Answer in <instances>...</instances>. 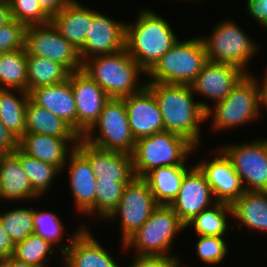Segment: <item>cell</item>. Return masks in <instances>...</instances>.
<instances>
[{"instance_id": "obj_35", "label": "cell", "mask_w": 267, "mask_h": 267, "mask_svg": "<svg viewBox=\"0 0 267 267\" xmlns=\"http://www.w3.org/2000/svg\"><path fill=\"white\" fill-rule=\"evenodd\" d=\"M34 208H14L0 213L2 228L15 244L24 241L34 232Z\"/></svg>"}, {"instance_id": "obj_45", "label": "cell", "mask_w": 267, "mask_h": 267, "mask_svg": "<svg viewBox=\"0 0 267 267\" xmlns=\"http://www.w3.org/2000/svg\"><path fill=\"white\" fill-rule=\"evenodd\" d=\"M70 0H38L43 11L50 17L59 13Z\"/></svg>"}, {"instance_id": "obj_18", "label": "cell", "mask_w": 267, "mask_h": 267, "mask_svg": "<svg viewBox=\"0 0 267 267\" xmlns=\"http://www.w3.org/2000/svg\"><path fill=\"white\" fill-rule=\"evenodd\" d=\"M196 165L205 174L217 202L231 205L245 192L241 178L220 149L216 148L213 160L207 162L204 159Z\"/></svg>"}, {"instance_id": "obj_12", "label": "cell", "mask_w": 267, "mask_h": 267, "mask_svg": "<svg viewBox=\"0 0 267 267\" xmlns=\"http://www.w3.org/2000/svg\"><path fill=\"white\" fill-rule=\"evenodd\" d=\"M158 206L147 182L134 177L124 188L117 208L106 219L120 217L122 243L133 235L151 216Z\"/></svg>"}, {"instance_id": "obj_23", "label": "cell", "mask_w": 267, "mask_h": 267, "mask_svg": "<svg viewBox=\"0 0 267 267\" xmlns=\"http://www.w3.org/2000/svg\"><path fill=\"white\" fill-rule=\"evenodd\" d=\"M29 98L66 121L77 132V111L70 81L32 89Z\"/></svg>"}, {"instance_id": "obj_27", "label": "cell", "mask_w": 267, "mask_h": 267, "mask_svg": "<svg viewBox=\"0 0 267 267\" xmlns=\"http://www.w3.org/2000/svg\"><path fill=\"white\" fill-rule=\"evenodd\" d=\"M186 165L164 166L152 169L142 178L147 182L158 205H171L176 199L185 173Z\"/></svg>"}, {"instance_id": "obj_42", "label": "cell", "mask_w": 267, "mask_h": 267, "mask_svg": "<svg viewBox=\"0 0 267 267\" xmlns=\"http://www.w3.org/2000/svg\"><path fill=\"white\" fill-rule=\"evenodd\" d=\"M246 3L250 17L267 29V0H247Z\"/></svg>"}, {"instance_id": "obj_8", "label": "cell", "mask_w": 267, "mask_h": 267, "mask_svg": "<svg viewBox=\"0 0 267 267\" xmlns=\"http://www.w3.org/2000/svg\"><path fill=\"white\" fill-rule=\"evenodd\" d=\"M231 20H223L208 37L200 36L210 62L230 64L246 74L248 62L257 54L258 45Z\"/></svg>"}, {"instance_id": "obj_43", "label": "cell", "mask_w": 267, "mask_h": 267, "mask_svg": "<svg viewBox=\"0 0 267 267\" xmlns=\"http://www.w3.org/2000/svg\"><path fill=\"white\" fill-rule=\"evenodd\" d=\"M18 140L0 120V148L6 153H13L18 148Z\"/></svg>"}, {"instance_id": "obj_22", "label": "cell", "mask_w": 267, "mask_h": 267, "mask_svg": "<svg viewBox=\"0 0 267 267\" xmlns=\"http://www.w3.org/2000/svg\"><path fill=\"white\" fill-rule=\"evenodd\" d=\"M78 141L79 139H65L51 135L25 133L18 140V148L31 157L55 165L60 170H63L69 155L77 147ZM68 144H73V147H70L71 150Z\"/></svg>"}, {"instance_id": "obj_39", "label": "cell", "mask_w": 267, "mask_h": 267, "mask_svg": "<svg viewBox=\"0 0 267 267\" xmlns=\"http://www.w3.org/2000/svg\"><path fill=\"white\" fill-rule=\"evenodd\" d=\"M196 251L202 262L213 265L226 258L228 247L223 237L198 236Z\"/></svg>"}, {"instance_id": "obj_24", "label": "cell", "mask_w": 267, "mask_h": 267, "mask_svg": "<svg viewBox=\"0 0 267 267\" xmlns=\"http://www.w3.org/2000/svg\"><path fill=\"white\" fill-rule=\"evenodd\" d=\"M57 31L80 51L86 41L89 24L92 22V9L70 0L50 21Z\"/></svg>"}, {"instance_id": "obj_47", "label": "cell", "mask_w": 267, "mask_h": 267, "mask_svg": "<svg viewBox=\"0 0 267 267\" xmlns=\"http://www.w3.org/2000/svg\"><path fill=\"white\" fill-rule=\"evenodd\" d=\"M0 267H35V266L16 260L13 257H9L7 259L0 260Z\"/></svg>"}, {"instance_id": "obj_14", "label": "cell", "mask_w": 267, "mask_h": 267, "mask_svg": "<svg viewBox=\"0 0 267 267\" xmlns=\"http://www.w3.org/2000/svg\"><path fill=\"white\" fill-rule=\"evenodd\" d=\"M216 203L205 174L197 165H193L185 173L179 193L170 206L186 225L204 209Z\"/></svg>"}, {"instance_id": "obj_15", "label": "cell", "mask_w": 267, "mask_h": 267, "mask_svg": "<svg viewBox=\"0 0 267 267\" xmlns=\"http://www.w3.org/2000/svg\"><path fill=\"white\" fill-rule=\"evenodd\" d=\"M126 23L92 10L86 41L79 51L82 62L97 55L114 54L125 48Z\"/></svg>"}, {"instance_id": "obj_49", "label": "cell", "mask_w": 267, "mask_h": 267, "mask_svg": "<svg viewBox=\"0 0 267 267\" xmlns=\"http://www.w3.org/2000/svg\"><path fill=\"white\" fill-rule=\"evenodd\" d=\"M5 154H6V152L0 148V161L2 160V158Z\"/></svg>"}, {"instance_id": "obj_3", "label": "cell", "mask_w": 267, "mask_h": 267, "mask_svg": "<svg viewBox=\"0 0 267 267\" xmlns=\"http://www.w3.org/2000/svg\"><path fill=\"white\" fill-rule=\"evenodd\" d=\"M82 70L97 82L110 98L122 99L140 92L145 86L139 75L146 72L126 48L114 54L97 55L83 62ZM142 84V85H141Z\"/></svg>"}, {"instance_id": "obj_29", "label": "cell", "mask_w": 267, "mask_h": 267, "mask_svg": "<svg viewBox=\"0 0 267 267\" xmlns=\"http://www.w3.org/2000/svg\"><path fill=\"white\" fill-rule=\"evenodd\" d=\"M18 96L10 89H0V120L3 125L20 139L26 132V105L29 93L22 90Z\"/></svg>"}, {"instance_id": "obj_26", "label": "cell", "mask_w": 267, "mask_h": 267, "mask_svg": "<svg viewBox=\"0 0 267 267\" xmlns=\"http://www.w3.org/2000/svg\"><path fill=\"white\" fill-rule=\"evenodd\" d=\"M232 218L237 220V228L267 232V191L245 192L231 204Z\"/></svg>"}, {"instance_id": "obj_48", "label": "cell", "mask_w": 267, "mask_h": 267, "mask_svg": "<svg viewBox=\"0 0 267 267\" xmlns=\"http://www.w3.org/2000/svg\"><path fill=\"white\" fill-rule=\"evenodd\" d=\"M264 81L260 84V89H261V105H264V108H267V72L264 75Z\"/></svg>"}, {"instance_id": "obj_30", "label": "cell", "mask_w": 267, "mask_h": 267, "mask_svg": "<svg viewBox=\"0 0 267 267\" xmlns=\"http://www.w3.org/2000/svg\"><path fill=\"white\" fill-rule=\"evenodd\" d=\"M0 89L28 92L27 53L25 49L0 54Z\"/></svg>"}, {"instance_id": "obj_32", "label": "cell", "mask_w": 267, "mask_h": 267, "mask_svg": "<svg viewBox=\"0 0 267 267\" xmlns=\"http://www.w3.org/2000/svg\"><path fill=\"white\" fill-rule=\"evenodd\" d=\"M227 215L228 217L232 216L231 205L217 202L195 216L185 225V229H188L189 226H193L198 236H218L225 238V233L230 227L226 221Z\"/></svg>"}, {"instance_id": "obj_34", "label": "cell", "mask_w": 267, "mask_h": 267, "mask_svg": "<svg viewBox=\"0 0 267 267\" xmlns=\"http://www.w3.org/2000/svg\"><path fill=\"white\" fill-rule=\"evenodd\" d=\"M53 246L42 237L30 234L24 241L14 246L13 258L35 267H48L47 262L53 255Z\"/></svg>"}, {"instance_id": "obj_7", "label": "cell", "mask_w": 267, "mask_h": 267, "mask_svg": "<svg viewBox=\"0 0 267 267\" xmlns=\"http://www.w3.org/2000/svg\"><path fill=\"white\" fill-rule=\"evenodd\" d=\"M185 229L170 205H158L148 220L124 243L123 250L135 248L136 255L170 256L173 240Z\"/></svg>"}, {"instance_id": "obj_33", "label": "cell", "mask_w": 267, "mask_h": 267, "mask_svg": "<svg viewBox=\"0 0 267 267\" xmlns=\"http://www.w3.org/2000/svg\"><path fill=\"white\" fill-rule=\"evenodd\" d=\"M13 153L18 157L21 167L27 174L32 189L39 196L44 194L45 191L47 192L50 184L61 170L55 165L42 162L35 157L25 154L19 148L14 150Z\"/></svg>"}, {"instance_id": "obj_36", "label": "cell", "mask_w": 267, "mask_h": 267, "mask_svg": "<svg viewBox=\"0 0 267 267\" xmlns=\"http://www.w3.org/2000/svg\"><path fill=\"white\" fill-rule=\"evenodd\" d=\"M129 182L96 180V214L104 219L117 208L125 186Z\"/></svg>"}, {"instance_id": "obj_11", "label": "cell", "mask_w": 267, "mask_h": 267, "mask_svg": "<svg viewBox=\"0 0 267 267\" xmlns=\"http://www.w3.org/2000/svg\"><path fill=\"white\" fill-rule=\"evenodd\" d=\"M219 149L231 161L245 190L267 191V138L227 144L219 146Z\"/></svg>"}, {"instance_id": "obj_5", "label": "cell", "mask_w": 267, "mask_h": 267, "mask_svg": "<svg viewBox=\"0 0 267 267\" xmlns=\"http://www.w3.org/2000/svg\"><path fill=\"white\" fill-rule=\"evenodd\" d=\"M253 76L246 74L222 101L206 112V119L213 116V130L237 128L259 119L260 107L263 108L260 81Z\"/></svg>"}, {"instance_id": "obj_44", "label": "cell", "mask_w": 267, "mask_h": 267, "mask_svg": "<svg viewBox=\"0 0 267 267\" xmlns=\"http://www.w3.org/2000/svg\"><path fill=\"white\" fill-rule=\"evenodd\" d=\"M14 243L2 228L0 221V260L7 259L13 256Z\"/></svg>"}, {"instance_id": "obj_1", "label": "cell", "mask_w": 267, "mask_h": 267, "mask_svg": "<svg viewBox=\"0 0 267 267\" xmlns=\"http://www.w3.org/2000/svg\"><path fill=\"white\" fill-rule=\"evenodd\" d=\"M146 87L160 107L165 130L186 138L199 148L200 124L207 120L206 112L211 106L194 100L191 85L146 82Z\"/></svg>"}, {"instance_id": "obj_20", "label": "cell", "mask_w": 267, "mask_h": 267, "mask_svg": "<svg viewBox=\"0 0 267 267\" xmlns=\"http://www.w3.org/2000/svg\"><path fill=\"white\" fill-rule=\"evenodd\" d=\"M246 73L230 64L208 61L191 84L193 93L210 98L214 104L222 101Z\"/></svg>"}, {"instance_id": "obj_21", "label": "cell", "mask_w": 267, "mask_h": 267, "mask_svg": "<svg viewBox=\"0 0 267 267\" xmlns=\"http://www.w3.org/2000/svg\"><path fill=\"white\" fill-rule=\"evenodd\" d=\"M69 183L78 213L96 215V180L90 161L77 149L66 161Z\"/></svg>"}, {"instance_id": "obj_46", "label": "cell", "mask_w": 267, "mask_h": 267, "mask_svg": "<svg viewBox=\"0 0 267 267\" xmlns=\"http://www.w3.org/2000/svg\"><path fill=\"white\" fill-rule=\"evenodd\" d=\"M12 20L10 4L8 0H0V27Z\"/></svg>"}, {"instance_id": "obj_6", "label": "cell", "mask_w": 267, "mask_h": 267, "mask_svg": "<svg viewBox=\"0 0 267 267\" xmlns=\"http://www.w3.org/2000/svg\"><path fill=\"white\" fill-rule=\"evenodd\" d=\"M195 148L186 138L166 130L141 138L131 154L135 177L158 167L185 165Z\"/></svg>"}, {"instance_id": "obj_16", "label": "cell", "mask_w": 267, "mask_h": 267, "mask_svg": "<svg viewBox=\"0 0 267 267\" xmlns=\"http://www.w3.org/2000/svg\"><path fill=\"white\" fill-rule=\"evenodd\" d=\"M67 241L60 248L64 267H120L90 233L87 225L81 223L78 231Z\"/></svg>"}, {"instance_id": "obj_10", "label": "cell", "mask_w": 267, "mask_h": 267, "mask_svg": "<svg viewBox=\"0 0 267 267\" xmlns=\"http://www.w3.org/2000/svg\"><path fill=\"white\" fill-rule=\"evenodd\" d=\"M24 49L27 55L53 60L64 66L70 73L83 68L79 51L57 31L51 22L27 26Z\"/></svg>"}, {"instance_id": "obj_9", "label": "cell", "mask_w": 267, "mask_h": 267, "mask_svg": "<svg viewBox=\"0 0 267 267\" xmlns=\"http://www.w3.org/2000/svg\"><path fill=\"white\" fill-rule=\"evenodd\" d=\"M96 128L100 135L93 134ZM81 138L100 149L132 154L136 140L128 123L125 101L110 98L98 120Z\"/></svg>"}, {"instance_id": "obj_31", "label": "cell", "mask_w": 267, "mask_h": 267, "mask_svg": "<svg viewBox=\"0 0 267 267\" xmlns=\"http://www.w3.org/2000/svg\"><path fill=\"white\" fill-rule=\"evenodd\" d=\"M28 93L32 89L66 81L70 72L59 63L43 57L27 55Z\"/></svg>"}, {"instance_id": "obj_4", "label": "cell", "mask_w": 267, "mask_h": 267, "mask_svg": "<svg viewBox=\"0 0 267 267\" xmlns=\"http://www.w3.org/2000/svg\"><path fill=\"white\" fill-rule=\"evenodd\" d=\"M208 61L200 37L179 39L146 75L149 82L191 85Z\"/></svg>"}, {"instance_id": "obj_17", "label": "cell", "mask_w": 267, "mask_h": 267, "mask_svg": "<svg viewBox=\"0 0 267 267\" xmlns=\"http://www.w3.org/2000/svg\"><path fill=\"white\" fill-rule=\"evenodd\" d=\"M122 99L136 141L165 130L160 107L154 94L146 86L140 92Z\"/></svg>"}, {"instance_id": "obj_38", "label": "cell", "mask_w": 267, "mask_h": 267, "mask_svg": "<svg viewBox=\"0 0 267 267\" xmlns=\"http://www.w3.org/2000/svg\"><path fill=\"white\" fill-rule=\"evenodd\" d=\"M33 222L34 234L47 240L53 247L62 242L64 226L56 214L34 209Z\"/></svg>"}, {"instance_id": "obj_25", "label": "cell", "mask_w": 267, "mask_h": 267, "mask_svg": "<svg viewBox=\"0 0 267 267\" xmlns=\"http://www.w3.org/2000/svg\"><path fill=\"white\" fill-rule=\"evenodd\" d=\"M38 197L18 157L14 153H6L0 161V200L12 202Z\"/></svg>"}, {"instance_id": "obj_28", "label": "cell", "mask_w": 267, "mask_h": 267, "mask_svg": "<svg viewBox=\"0 0 267 267\" xmlns=\"http://www.w3.org/2000/svg\"><path fill=\"white\" fill-rule=\"evenodd\" d=\"M25 123V133L51 135L65 139L81 138L66 121L49 110L36 105L30 98L26 105Z\"/></svg>"}, {"instance_id": "obj_37", "label": "cell", "mask_w": 267, "mask_h": 267, "mask_svg": "<svg viewBox=\"0 0 267 267\" xmlns=\"http://www.w3.org/2000/svg\"><path fill=\"white\" fill-rule=\"evenodd\" d=\"M12 19L23 23L26 27L32 25H44L51 18L43 11L38 0H8Z\"/></svg>"}, {"instance_id": "obj_40", "label": "cell", "mask_w": 267, "mask_h": 267, "mask_svg": "<svg viewBox=\"0 0 267 267\" xmlns=\"http://www.w3.org/2000/svg\"><path fill=\"white\" fill-rule=\"evenodd\" d=\"M26 26L15 19L0 27V54L24 49Z\"/></svg>"}, {"instance_id": "obj_41", "label": "cell", "mask_w": 267, "mask_h": 267, "mask_svg": "<svg viewBox=\"0 0 267 267\" xmlns=\"http://www.w3.org/2000/svg\"><path fill=\"white\" fill-rule=\"evenodd\" d=\"M180 258L165 255H136L129 267H181Z\"/></svg>"}, {"instance_id": "obj_13", "label": "cell", "mask_w": 267, "mask_h": 267, "mask_svg": "<svg viewBox=\"0 0 267 267\" xmlns=\"http://www.w3.org/2000/svg\"><path fill=\"white\" fill-rule=\"evenodd\" d=\"M68 80L74 93L77 111V133L82 137L98 120L110 97L83 70L70 73Z\"/></svg>"}, {"instance_id": "obj_2", "label": "cell", "mask_w": 267, "mask_h": 267, "mask_svg": "<svg viewBox=\"0 0 267 267\" xmlns=\"http://www.w3.org/2000/svg\"><path fill=\"white\" fill-rule=\"evenodd\" d=\"M178 40L167 20L148 8L126 24L125 48L146 74Z\"/></svg>"}, {"instance_id": "obj_19", "label": "cell", "mask_w": 267, "mask_h": 267, "mask_svg": "<svg viewBox=\"0 0 267 267\" xmlns=\"http://www.w3.org/2000/svg\"><path fill=\"white\" fill-rule=\"evenodd\" d=\"M76 148L90 161L97 180L130 182L135 177L131 154L100 149L82 138Z\"/></svg>"}]
</instances>
